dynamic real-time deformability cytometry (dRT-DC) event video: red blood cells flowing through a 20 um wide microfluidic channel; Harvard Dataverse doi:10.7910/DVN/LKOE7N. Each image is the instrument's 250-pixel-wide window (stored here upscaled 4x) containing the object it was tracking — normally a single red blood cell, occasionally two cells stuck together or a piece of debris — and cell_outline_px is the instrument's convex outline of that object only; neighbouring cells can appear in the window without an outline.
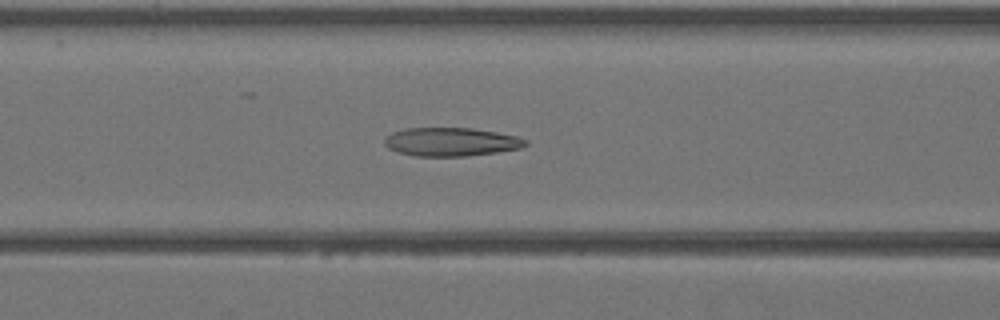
{"species": "Egyptian fruit bat (a non-hibernating species)", "species_latin": "Rousettus aegyptiacus", "temperature_condition": "warm", "stored_images_in_passage": 33, "camera_frame_rate_fps": 3000, "um_per_image_px": 0.085, "animal": {"sex": "female"}, "frame": {"image": 1, "passage_image": 7, "time_ms": 2.0, "image_size_px": [1000, 320], "cell_outline_px": [[528, 144], [520, 148], [496, 152], [468, 156], [412, 156], [396, 152], [388, 148], [384, 144], [384, 136], [392, 132], [404, 128], [472, 128], [496, 132], [516, 136], [528, 140]], "centroid_in_image_um": [38.29, 12.06], "position_along_channel_um": 128.3, "area_um2": 23.64}}
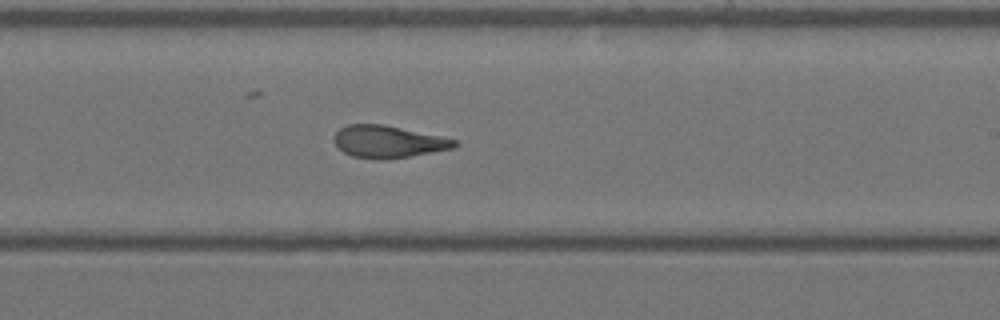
{"frame": {"image": 2, "passage_image": 15, "time_ms": 4.667, "image_size_px": [1000, 320], "cell_outline_px": [[460, 144], [452, 148], [408, 156], [384, 160], [376, 160], [352, 156], [344, 152], [332, 140], [332, 136], [340, 128], [348, 124], [384, 124], [440, 136], [456, 140]], "centroid_in_image_um": [32.95, 12.04], "position_along_channel_um": 256.1, "area_um2": 22.54}}
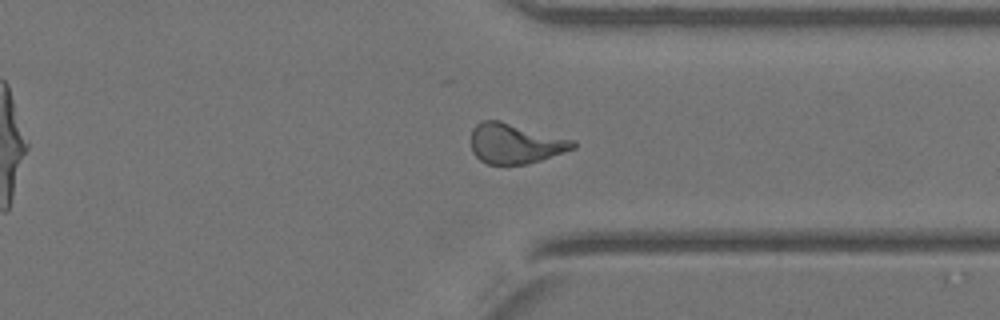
{"frame": {"image": 3, "passage_image": 22, "time_ms": 7.0, "image_size_px": [1000, 320], "cell_outline_px": [[576, 148], [528, 164], [488, 164], [480, 160], [472, 152], [472, 128], [480, 120], [500, 120], [576, 140]], "centroid_in_image_um": [43.8, 12.18], "position_along_channel_um": 367.6, "area_um2": 23.99}}